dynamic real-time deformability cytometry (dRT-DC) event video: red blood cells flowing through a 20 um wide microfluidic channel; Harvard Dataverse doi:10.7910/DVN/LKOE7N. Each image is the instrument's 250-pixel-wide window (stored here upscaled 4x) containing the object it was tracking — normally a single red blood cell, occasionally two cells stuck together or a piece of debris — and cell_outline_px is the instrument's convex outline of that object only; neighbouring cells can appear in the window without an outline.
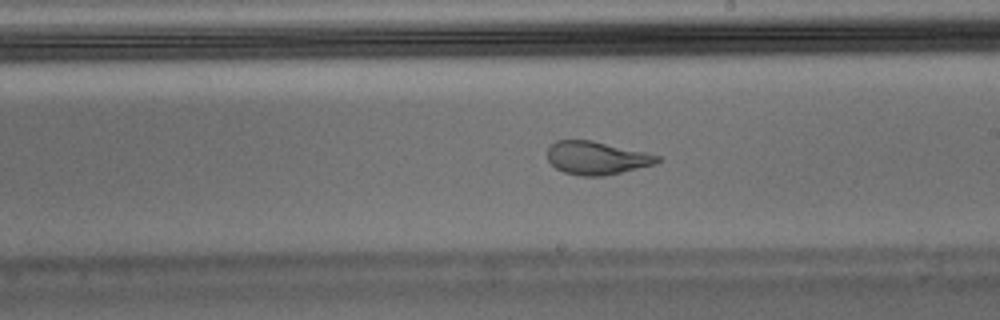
{"species": "Egyptian fruit bat (a non-hibernating species)", "species_latin": "Rousettus aegyptiacus", "temperature_condition": "warm", "stored_images_in_passage": 53, "segment_of_instrument_passage": [1, 2], "camera_frame_rate_fps": 3000, "um_per_image_px": 0.085, "animal": {"sex": "male"}, "frame": {"image": 1, "passage_image": 30, "time_ms": 9.667, "image_size_px": [1000, 320], "cell_outline_px": [[660, 160], [656, 164], [604, 176], [580, 176], [564, 172], [556, 168], [548, 160], [548, 148], [556, 140], [592, 140], [644, 152], [660, 156]], "centroid_in_image_um": [50.71, 13.43], "position_along_channel_um": 238.3, "area_um2": 21.1}}
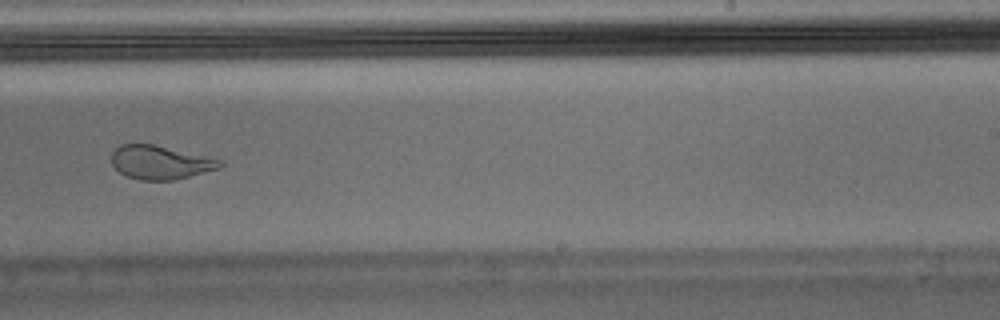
{"frame": {"image": 2, "passage_image": 33, "time_ms": 10.667, "image_size_px": [1000, 320], "cell_outline_px": [[224, 164], [220, 168], [172, 180], [140, 180], [128, 176], [120, 172], [112, 164], [112, 152], [120, 144], [152, 144], [204, 156], [220, 160]], "centroid_in_image_um": [13.59, 13.8], "position_along_channel_um": 275.4, "area_um2": 20.81}}